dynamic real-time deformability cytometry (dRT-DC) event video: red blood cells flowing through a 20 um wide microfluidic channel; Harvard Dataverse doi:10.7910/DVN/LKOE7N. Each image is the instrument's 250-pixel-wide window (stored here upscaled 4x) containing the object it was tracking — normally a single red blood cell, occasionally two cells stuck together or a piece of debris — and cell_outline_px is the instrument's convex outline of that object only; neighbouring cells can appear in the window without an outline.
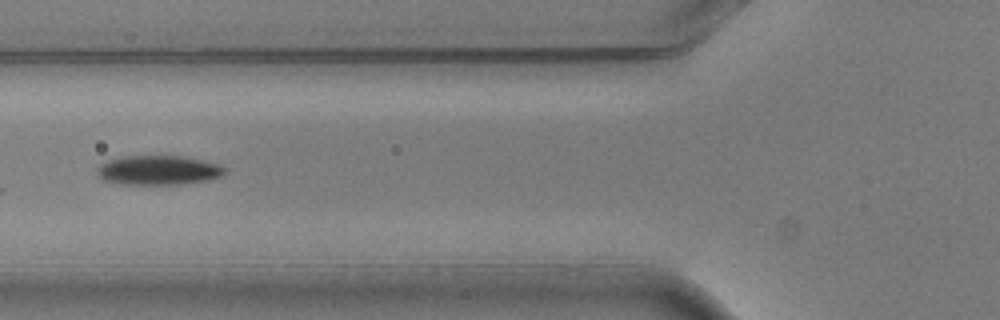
{"species": "common noctule bat (a hibernating species)", "species_latin": "Nyctalus noctula", "temperature_condition": "warm", "stored_images_in_passage": 5, "camera_frame_rate_fps": 3000, "um_per_image_px": 0.085, "animal": {"sex": "male", "body_mass_g": 20.5, "forearm_length_mm": 52.5}, "frame": {"image": 1, "passage_image": 4, "time_ms": 1.0, "image_size_px": [1000, 320], "cell_outline_px": [[224, 176], [208, 180], [180, 184], [120, 184], [104, 180], [96, 176], [96, 168], [100, 164], [108, 160], [124, 156], [180, 156], [220, 164], [224, 168]], "centroid_in_image_um": [13.42, 14.47], "position_along_channel_um": 112.4, "area_um2": 21.91}}